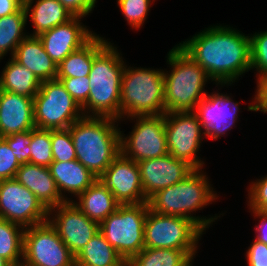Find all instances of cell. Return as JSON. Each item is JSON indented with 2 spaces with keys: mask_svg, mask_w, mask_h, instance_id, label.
I'll return each instance as SVG.
<instances>
[{
  "mask_svg": "<svg viewBox=\"0 0 267 266\" xmlns=\"http://www.w3.org/2000/svg\"><path fill=\"white\" fill-rule=\"evenodd\" d=\"M49 210L15 178L0 181V218L24 229L47 222Z\"/></svg>",
  "mask_w": 267,
  "mask_h": 266,
  "instance_id": "13",
  "label": "cell"
},
{
  "mask_svg": "<svg viewBox=\"0 0 267 266\" xmlns=\"http://www.w3.org/2000/svg\"><path fill=\"white\" fill-rule=\"evenodd\" d=\"M203 131L194 111L165 113L168 153L187 162L194 169H200L204 164L197 156L202 138L205 137Z\"/></svg>",
  "mask_w": 267,
  "mask_h": 266,
  "instance_id": "12",
  "label": "cell"
},
{
  "mask_svg": "<svg viewBox=\"0 0 267 266\" xmlns=\"http://www.w3.org/2000/svg\"><path fill=\"white\" fill-rule=\"evenodd\" d=\"M21 266H75V256L47 221L25 228Z\"/></svg>",
  "mask_w": 267,
  "mask_h": 266,
  "instance_id": "10",
  "label": "cell"
},
{
  "mask_svg": "<svg viewBox=\"0 0 267 266\" xmlns=\"http://www.w3.org/2000/svg\"><path fill=\"white\" fill-rule=\"evenodd\" d=\"M248 192L250 210L267 212V175L252 182Z\"/></svg>",
  "mask_w": 267,
  "mask_h": 266,
  "instance_id": "38",
  "label": "cell"
},
{
  "mask_svg": "<svg viewBox=\"0 0 267 266\" xmlns=\"http://www.w3.org/2000/svg\"><path fill=\"white\" fill-rule=\"evenodd\" d=\"M77 199L79 202L72 200V203L89 219L99 224L111 213H114L120 205L114 195L99 179L78 195Z\"/></svg>",
  "mask_w": 267,
  "mask_h": 266,
  "instance_id": "23",
  "label": "cell"
},
{
  "mask_svg": "<svg viewBox=\"0 0 267 266\" xmlns=\"http://www.w3.org/2000/svg\"><path fill=\"white\" fill-rule=\"evenodd\" d=\"M47 221L75 257L99 232V223L89 219L72 201L49 209Z\"/></svg>",
  "mask_w": 267,
  "mask_h": 266,
  "instance_id": "14",
  "label": "cell"
},
{
  "mask_svg": "<svg viewBox=\"0 0 267 266\" xmlns=\"http://www.w3.org/2000/svg\"><path fill=\"white\" fill-rule=\"evenodd\" d=\"M75 266H127L99 231L75 257Z\"/></svg>",
  "mask_w": 267,
  "mask_h": 266,
  "instance_id": "27",
  "label": "cell"
},
{
  "mask_svg": "<svg viewBox=\"0 0 267 266\" xmlns=\"http://www.w3.org/2000/svg\"><path fill=\"white\" fill-rule=\"evenodd\" d=\"M196 253L197 250L144 248L127 262V266H189Z\"/></svg>",
  "mask_w": 267,
  "mask_h": 266,
  "instance_id": "28",
  "label": "cell"
},
{
  "mask_svg": "<svg viewBox=\"0 0 267 266\" xmlns=\"http://www.w3.org/2000/svg\"><path fill=\"white\" fill-rule=\"evenodd\" d=\"M120 204L148 202L144 196L137 162L121 153L98 178Z\"/></svg>",
  "mask_w": 267,
  "mask_h": 266,
  "instance_id": "15",
  "label": "cell"
},
{
  "mask_svg": "<svg viewBox=\"0 0 267 266\" xmlns=\"http://www.w3.org/2000/svg\"><path fill=\"white\" fill-rule=\"evenodd\" d=\"M12 58L32 71L40 82L56 79L57 65L45 52L38 36L28 35L24 38Z\"/></svg>",
  "mask_w": 267,
  "mask_h": 266,
  "instance_id": "21",
  "label": "cell"
},
{
  "mask_svg": "<svg viewBox=\"0 0 267 266\" xmlns=\"http://www.w3.org/2000/svg\"><path fill=\"white\" fill-rule=\"evenodd\" d=\"M108 41L95 55L89 73L90 92L82 107L84 116L109 117L120 121L123 57ZM91 112V113H90Z\"/></svg>",
  "mask_w": 267,
  "mask_h": 266,
  "instance_id": "4",
  "label": "cell"
},
{
  "mask_svg": "<svg viewBox=\"0 0 267 266\" xmlns=\"http://www.w3.org/2000/svg\"><path fill=\"white\" fill-rule=\"evenodd\" d=\"M53 161L68 162L76 159V151L69 129L51 130Z\"/></svg>",
  "mask_w": 267,
  "mask_h": 266,
  "instance_id": "32",
  "label": "cell"
},
{
  "mask_svg": "<svg viewBox=\"0 0 267 266\" xmlns=\"http://www.w3.org/2000/svg\"><path fill=\"white\" fill-rule=\"evenodd\" d=\"M178 46L222 87L251 70L250 36L230 26L211 25Z\"/></svg>",
  "mask_w": 267,
  "mask_h": 266,
  "instance_id": "1",
  "label": "cell"
},
{
  "mask_svg": "<svg viewBox=\"0 0 267 266\" xmlns=\"http://www.w3.org/2000/svg\"><path fill=\"white\" fill-rule=\"evenodd\" d=\"M254 217L259 218V225L255 226V232L257 233L256 240L267 244V212L252 211Z\"/></svg>",
  "mask_w": 267,
  "mask_h": 266,
  "instance_id": "42",
  "label": "cell"
},
{
  "mask_svg": "<svg viewBox=\"0 0 267 266\" xmlns=\"http://www.w3.org/2000/svg\"><path fill=\"white\" fill-rule=\"evenodd\" d=\"M34 2L24 0L26 15L30 16L35 28L30 36H39L74 17L58 0H36L33 4Z\"/></svg>",
  "mask_w": 267,
  "mask_h": 266,
  "instance_id": "24",
  "label": "cell"
},
{
  "mask_svg": "<svg viewBox=\"0 0 267 266\" xmlns=\"http://www.w3.org/2000/svg\"><path fill=\"white\" fill-rule=\"evenodd\" d=\"M108 41L99 35H95L80 49L70 53L58 66L56 78L89 76L94 55Z\"/></svg>",
  "mask_w": 267,
  "mask_h": 266,
  "instance_id": "25",
  "label": "cell"
},
{
  "mask_svg": "<svg viewBox=\"0 0 267 266\" xmlns=\"http://www.w3.org/2000/svg\"><path fill=\"white\" fill-rule=\"evenodd\" d=\"M117 121L109 117L83 116L68 128L76 159L97 178L120 154L122 131L115 126Z\"/></svg>",
  "mask_w": 267,
  "mask_h": 266,
  "instance_id": "2",
  "label": "cell"
},
{
  "mask_svg": "<svg viewBox=\"0 0 267 266\" xmlns=\"http://www.w3.org/2000/svg\"><path fill=\"white\" fill-rule=\"evenodd\" d=\"M56 79L62 83L65 90L73 97L81 108L87 103L91 89L89 76Z\"/></svg>",
  "mask_w": 267,
  "mask_h": 266,
  "instance_id": "36",
  "label": "cell"
},
{
  "mask_svg": "<svg viewBox=\"0 0 267 266\" xmlns=\"http://www.w3.org/2000/svg\"><path fill=\"white\" fill-rule=\"evenodd\" d=\"M48 168L65 201L72 200L65 197L64 192L77 197L98 179L77 159L68 162L53 161Z\"/></svg>",
  "mask_w": 267,
  "mask_h": 266,
  "instance_id": "22",
  "label": "cell"
},
{
  "mask_svg": "<svg viewBox=\"0 0 267 266\" xmlns=\"http://www.w3.org/2000/svg\"><path fill=\"white\" fill-rule=\"evenodd\" d=\"M81 18L83 17L74 16L69 21L38 36L45 52L57 66L70 53L83 47L96 35L80 22Z\"/></svg>",
  "mask_w": 267,
  "mask_h": 266,
  "instance_id": "18",
  "label": "cell"
},
{
  "mask_svg": "<svg viewBox=\"0 0 267 266\" xmlns=\"http://www.w3.org/2000/svg\"><path fill=\"white\" fill-rule=\"evenodd\" d=\"M167 63L173 69L170 74L163 72L165 113L195 111L208 93L206 82L212 79L178 45L169 51Z\"/></svg>",
  "mask_w": 267,
  "mask_h": 266,
  "instance_id": "5",
  "label": "cell"
},
{
  "mask_svg": "<svg viewBox=\"0 0 267 266\" xmlns=\"http://www.w3.org/2000/svg\"><path fill=\"white\" fill-rule=\"evenodd\" d=\"M217 199V193L213 191L206 173L203 174L200 168L194 169L177 184L156 192L148 199V205L150 210L158 214L190 219L206 231L220 216L202 218L193 214Z\"/></svg>",
  "mask_w": 267,
  "mask_h": 266,
  "instance_id": "3",
  "label": "cell"
},
{
  "mask_svg": "<svg viewBox=\"0 0 267 266\" xmlns=\"http://www.w3.org/2000/svg\"><path fill=\"white\" fill-rule=\"evenodd\" d=\"M253 104L248 105V111L267 113V74L257 79V90Z\"/></svg>",
  "mask_w": 267,
  "mask_h": 266,
  "instance_id": "40",
  "label": "cell"
},
{
  "mask_svg": "<svg viewBox=\"0 0 267 266\" xmlns=\"http://www.w3.org/2000/svg\"><path fill=\"white\" fill-rule=\"evenodd\" d=\"M117 4L128 25H131L133 29H139L147 18L151 0H117Z\"/></svg>",
  "mask_w": 267,
  "mask_h": 266,
  "instance_id": "33",
  "label": "cell"
},
{
  "mask_svg": "<svg viewBox=\"0 0 267 266\" xmlns=\"http://www.w3.org/2000/svg\"><path fill=\"white\" fill-rule=\"evenodd\" d=\"M29 146L31 148L29 163L49 167L53 162L51 130L33 129Z\"/></svg>",
  "mask_w": 267,
  "mask_h": 266,
  "instance_id": "31",
  "label": "cell"
},
{
  "mask_svg": "<svg viewBox=\"0 0 267 266\" xmlns=\"http://www.w3.org/2000/svg\"><path fill=\"white\" fill-rule=\"evenodd\" d=\"M73 16L86 17L95 7L96 0H58Z\"/></svg>",
  "mask_w": 267,
  "mask_h": 266,
  "instance_id": "41",
  "label": "cell"
},
{
  "mask_svg": "<svg viewBox=\"0 0 267 266\" xmlns=\"http://www.w3.org/2000/svg\"><path fill=\"white\" fill-rule=\"evenodd\" d=\"M20 164L8 143L0 139V181L15 178Z\"/></svg>",
  "mask_w": 267,
  "mask_h": 266,
  "instance_id": "37",
  "label": "cell"
},
{
  "mask_svg": "<svg viewBox=\"0 0 267 266\" xmlns=\"http://www.w3.org/2000/svg\"><path fill=\"white\" fill-rule=\"evenodd\" d=\"M137 164L147 200L159 190L182 181L194 170L187 162L169 153L162 157L140 161Z\"/></svg>",
  "mask_w": 267,
  "mask_h": 266,
  "instance_id": "16",
  "label": "cell"
},
{
  "mask_svg": "<svg viewBox=\"0 0 267 266\" xmlns=\"http://www.w3.org/2000/svg\"><path fill=\"white\" fill-rule=\"evenodd\" d=\"M144 232V248L197 250L204 231L190 219L148 209Z\"/></svg>",
  "mask_w": 267,
  "mask_h": 266,
  "instance_id": "9",
  "label": "cell"
},
{
  "mask_svg": "<svg viewBox=\"0 0 267 266\" xmlns=\"http://www.w3.org/2000/svg\"><path fill=\"white\" fill-rule=\"evenodd\" d=\"M24 5V0H0V18L17 12Z\"/></svg>",
  "mask_w": 267,
  "mask_h": 266,
  "instance_id": "43",
  "label": "cell"
},
{
  "mask_svg": "<svg viewBox=\"0 0 267 266\" xmlns=\"http://www.w3.org/2000/svg\"><path fill=\"white\" fill-rule=\"evenodd\" d=\"M239 110V103L234 102L230 96L213 92L206 94L194 112L198 116L205 137L216 140L235 125Z\"/></svg>",
  "mask_w": 267,
  "mask_h": 266,
  "instance_id": "17",
  "label": "cell"
},
{
  "mask_svg": "<svg viewBox=\"0 0 267 266\" xmlns=\"http://www.w3.org/2000/svg\"><path fill=\"white\" fill-rule=\"evenodd\" d=\"M251 69H257V77L267 74V30L250 35Z\"/></svg>",
  "mask_w": 267,
  "mask_h": 266,
  "instance_id": "34",
  "label": "cell"
},
{
  "mask_svg": "<svg viewBox=\"0 0 267 266\" xmlns=\"http://www.w3.org/2000/svg\"><path fill=\"white\" fill-rule=\"evenodd\" d=\"M15 179L27 187L48 210L66 202L48 167L25 163L20 165Z\"/></svg>",
  "mask_w": 267,
  "mask_h": 266,
  "instance_id": "20",
  "label": "cell"
},
{
  "mask_svg": "<svg viewBox=\"0 0 267 266\" xmlns=\"http://www.w3.org/2000/svg\"><path fill=\"white\" fill-rule=\"evenodd\" d=\"M8 146L13 150L14 156L20 165L30 162V144L32 141V130L22 133L12 134L10 136L2 137Z\"/></svg>",
  "mask_w": 267,
  "mask_h": 266,
  "instance_id": "35",
  "label": "cell"
},
{
  "mask_svg": "<svg viewBox=\"0 0 267 266\" xmlns=\"http://www.w3.org/2000/svg\"><path fill=\"white\" fill-rule=\"evenodd\" d=\"M25 229L0 218V256L13 266H21L23 260Z\"/></svg>",
  "mask_w": 267,
  "mask_h": 266,
  "instance_id": "30",
  "label": "cell"
},
{
  "mask_svg": "<svg viewBox=\"0 0 267 266\" xmlns=\"http://www.w3.org/2000/svg\"><path fill=\"white\" fill-rule=\"evenodd\" d=\"M148 209V202L120 204L99 224V231L126 262L144 249V223Z\"/></svg>",
  "mask_w": 267,
  "mask_h": 266,
  "instance_id": "7",
  "label": "cell"
},
{
  "mask_svg": "<svg viewBox=\"0 0 267 266\" xmlns=\"http://www.w3.org/2000/svg\"><path fill=\"white\" fill-rule=\"evenodd\" d=\"M0 266H13L9 261L0 256Z\"/></svg>",
  "mask_w": 267,
  "mask_h": 266,
  "instance_id": "44",
  "label": "cell"
},
{
  "mask_svg": "<svg viewBox=\"0 0 267 266\" xmlns=\"http://www.w3.org/2000/svg\"><path fill=\"white\" fill-rule=\"evenodd\" d=\"M163 72V69H134L125 65L121 79L120 120L126 116L165 114Z\"/></svg>",
  "mask_w": 267,
  "mask_h": 266,
  "instance_id": "6",
  "label": "cell"
},
{
  "mask_svg": "<svg viewBox=\"0 0 267 266\" xmlns=\"http://www.w3.org/2000/svg\"><path fill=\"white\" fill-rule=\"evenodd\" d=\"M127 118L136 119V124L129 136L120 133V153L123 156L138 163L168 154L165 114Z\"/></svg>",
  "mask_w": 267,
  "mask_h": 266,
  "instance_id": "11",
  "label": "cell"
},
{
  "mask_svg": "<svg viewBox=\"0 0 267 266\" xmlns=\"http://www.w3.org/2000/svg\"><path fill=\"white\" fill-rule=\"evenodd\" d=\"M248 266H267V244L254 240L247 252Z\"/></svg>",
  "mask_w": 267,
  "mask_h": 266,
  "instance_id": "39",
  "label": "cell"
},
{
  "mask_svg": "<svg viewBox=\"0 0 267 266\" xmlns=\"http://www.w3.org/2000/svg\"><path fill=\"white\" fill-rule=\"evenodd\" d=\"M33 98L0 90L2 137L35 129Z\"/></svg>",
  "mask_w": 267,
  "mask_h": 266,
  "instance_id": "19",
  "label": "cell"
},
{
  "mask_svg": "<svg viewBox=\"0 0 267 266\" xmlns=\"http://www.w3.org/2000/svg\"><path fill=\"white\" fill-rule=\"evenodd\" d=\"M33 104L37 129H68L84 116L82 108L57 79L41 82Z\"/></svg>",
  "mask_w": 267,
  "mask_h": 266,
  "instance_id": "8",
  "label": "cell"
},
{
  "mask_svg": "<svg viewBox=\"0 0 267 266\" xmlns=\"http://www.w3.org/2000/svg\"><path fill=\"white\" fill-rule=\"evenodd\" d=\"M27 19L24 5L17 12L0 18V60L8 51L13 57L17 46L28 36L23 32Z\"/></svg>",
  "mask_w": 267,
  "mask_h": 266,
  "instance_id": "29",
  "label": "cell"
},
{
  "mask_svg": "<svg viewBox=\"0 0 267 266\" xmlns=\"http://www.w3.org/2000/svg\"><path fill=\"white\" fill-rule=\"evenodd\" d=\"M5 65L0 75V90L34 98L41 86L34 73L12 57Z\"/></svg>",
  "mask_w": 267,
  "mask_h": 266,
  "instance_id": "26",
  "label": "cell"
}]
</instances>
